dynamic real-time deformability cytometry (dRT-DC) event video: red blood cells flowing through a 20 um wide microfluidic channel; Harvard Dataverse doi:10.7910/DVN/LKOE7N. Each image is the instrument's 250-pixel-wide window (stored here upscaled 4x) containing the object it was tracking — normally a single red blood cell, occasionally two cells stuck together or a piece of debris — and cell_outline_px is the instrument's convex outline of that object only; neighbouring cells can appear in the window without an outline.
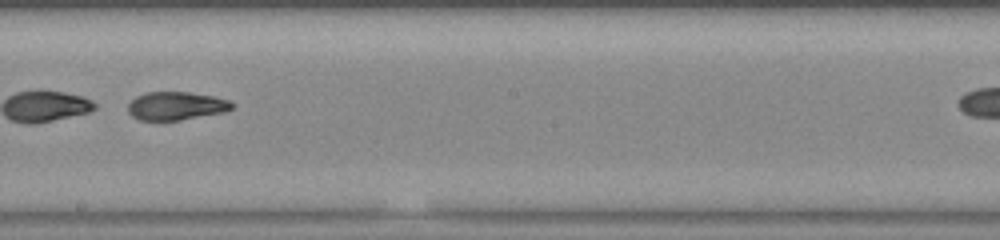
{"species": "common noctule bat (a hibernating species)", "species_latin": "Nyctalus noctula", "temperature_condition": "warm", "stored_images_in_passage": 36, "camera_frame_rate_fps": 3000, "um_per_image_px": 0.085, "animal": {"sex": "female", "body_mass_g": 23.0, "forearm_length_mm": 53.4}, "frame": {"image": 1, "passage_image": 21, "time_ms": 6.667, "image_size_px": [1000, 240], "cell_outline_px": [[236, 104], [232, 108], [224, 112], [180, 120], [140, 120], [132, 116], [128, 112], [128, 104], [136, 96], [148, 92], [188, 92], [212, 96], [228, 100]], "centroid_in_image_um": [14.97, 9.0], "position_along_channel_um": 233.2, "area_um2": 17.05}}